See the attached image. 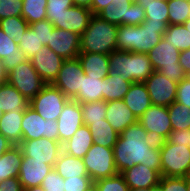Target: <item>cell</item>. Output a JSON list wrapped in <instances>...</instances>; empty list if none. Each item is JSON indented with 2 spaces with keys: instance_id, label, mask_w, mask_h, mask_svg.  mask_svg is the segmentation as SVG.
Listing matches in <instances>:
<instances>
[{
  "instance_id": "obj_1",
  "label": "cell",
  "mask_w": 190,
  "mask_h": 191,
  "mask_svg": "<svg viewBox=\"0 0 190 191\" xmlns=\"http://www.w3.org/2000/svg\"><path fill=\"white\" fill-rule=\"evenodd\" d=\"M113 153L120 174L140 163L161 174L160 142L153 140L139 122L119 134Z\"/></svg>"
},
{
  "instance_id": "obj_2",
  "label": "cell",
  "mask_w": 190,
  "mask_h": 191,
  "mask_svg": "<svg viewBox=\"0 0 190 191\" xmlns=\"http://www.w3.org/2000/svg\"><path fill=\"white\" fill-rule=\"evenodd\" d=\"M169 24L144 21L140 25H120L117 30V50L147 54L163 38Z\"/></svg>"
},
{
  "instance_id": "obj_3",
  "label": "cell",
  "mask_w": 190,
  "mask_h": 191,
  "mask_svg": "<svg viewBox=\"0 0 190 191\" xmlns=\"http://www.w3.org/2000/svg\"><path fill=\"white\" fill-rule=\"evenodd\" d=\"M109 74L126 81L144 83L155 71L147 54L114 50L109 54Z\"/></svg>"
},
{
  "instance_id": "obj_4",
  "label": "cell",
  "mask_w": 190,
  "mask_h": 191,
  "mask_svg": "<svg viewBox=\"0 0 190 191\" xmlns=\"http://www.w3.org/2000/svg\"><path fill=\"white\" fill-rule=\"evenodd\" d=\"M118 26L93 15L89 26L80 35V53L109 55L117 50Z\"/></svg>"
},
{
  "instance_id": "obj_5",
  "label": "cell",
  "mask_w": 190,
  "mask_h": 191,
  "mask_svg": "<svg viewBox=\"0 0 190 191\" xmlns=\"http://www.w3.org/2000/svg\"><path fill=\"white\" fill-rule=\"evenodd\" d=\"M153 69L165 75L171 81L180 83L187 77L179 64L180 51L163 38L147 53Z\"/></svg>"
},
{
  "instance_id": "obj_6",
  "label": "cell",
  "mask_w": 190,
  "mask_h": 191,
  "mask_svg": "<svg viewBox=\"0 0 190 191\" xmlns=\"http://www.w3.org/2000/svg\"><path fill=\"white\" fill-rule=\"evenodd\" d=\"M161 176L185 177L190 171V148L181 144L160 142Z\"/></svg>"
},
{
  "instance_id": "obj_7",
  "label": "cell",
  "mask_w": 190,
  "mask_h": 191,
  "mask_svg": "<svg viewBox=\"0 0 190 191\" xmlns=\"http://www.w3.org/2000/svg\"><path fill=\"white\" fill-rule=\"evenodd\" d=\"M6 82L14 86L28 101L46 85L30 60L22 62L6 73Z\"/></svg>"
},
{
  "instance_id": "obj_8",
  "label": "cell",
  "mask_w": 190,
  "mask_h": 191,
  "mask_svg": "<svg viewBox=\"0 0 190 191\" xmlns=\"http://www.w3.org/2000/svg\"><path fill=\"white\" fill-rule=\"evenodd\" d=\"M82 159L88 176L93 182L119 174L115 165L113 148L93 144Z\"/></svg>"
},
{
  "instance_id": "obj_9",
  "label": "cell",
  "mask_w": 190,
  "mask_h": 191,
  "mask_svg": "<svg viewBox=\"0 0 190 191\" xmlns=\"http://www.w3.org/2000/svg\"><path fill=\"white\" fill-rule=\"evenodd\" d=\"M70 99L52 84H46L43 89L29 101V106L33 108L45 120L57 121L64 105Z\"/></svg>"
},
{
  "instance_id": "obj_10",
  "label": "cell",
  "mask_w": 190,
  "mask_h": 191,
  "mask_svg": "<svg viewBox=\"0 0 190 191\" xmlns=\"http://www.w3.org/2000/svg\"><path fill=\"white\" fill-rule=\"evenodd\" d=\"M22 140L48 138L59 141L58 124L54 120H45L33 108L28 106L22 117Z\"/></svg>"
},
{
  "instance_id": "obj_11",
  "label": "cell",
  "mask_w": 190,
  "mask_h": 191,
  "mask_svg": "<svg viewBox=\"0 0 190 191\" xmlns=\"http://www.w3.org/2000/svg\"><path fill=\"white\" fill-rule=\"evenodd\" d=\"M138 122L156 142L165 141L172 131L166 106L151 105L138 119Z\"/></svg>"
},
{
  "instance_id": "obj_12",
  "label": "cell",
  "mask_w": 190,
  "mask_h": 191,
  "mask_svg": "<svg viewBox=\"0 0 190 191\" xmlns=\"http://www.w3.org/2000/svg\"><path fill=\"white\" fill-rule=\"evenodd\" d=\"M23 155L29 160L45 161L46 164L54 167L60 152L62 144L48 138H39L32 140H22L19 144Z\"/></svg>"
},
{
  "instance_id": "obj_13",
  "label": "cell",
  "mask_w": 190,
  "mask_h": 191,
  "mask_svg": "<svg viewBox=\"0 0 190 191\" xmlns=\"http://www.w3.org/2000/svg\"><path fill=\"white\" fill-rule=\"evenodd\" d=\"M82 74L84 71L78 57L67 59L51 84L60 89L67 98L73 99L81 87Z\"/></svg>"
},
{
  "instance_id": "obj_14",
  "label": "cell",
  "mask_w": 190,
  "mask_h": 191,
  "mask_svg": "<svg viewBox=\"0 0 190 191\" xmlns=\"http://www.w3.org/2000/svg\"><path fill=\"white\" fill-rule=\"evenodd\" d=\"M152 105L166 106L176 101L178 83L154 71L144 82Z\"/></svg>"
},
{
  "instance_id": "obj_15",
  "label": "cell",
  "mask_w": 190,
  "mask_h": 191,
  "mask_svg": "<svg viewBox=\"0 0 190 191\" xmlns=\"http://www.w3.org/2000/svg\"><path fill=\"white\" fill-rule=\"evenodd\" d=\"M92 16L93 13L89 8L72 6L66 9L61 15H53L49 21L55 28L64 29L81 35L89 26Z\"/></svg>"
},
{
  "instance_id": "obj_16",
  "label": "cell",
  "mask_w": 190,
  "mask_h": 191,
  "mask_svg": "<svg viewBox=\"0 0 190 191\" xmlns=\"http://www.w3.org/2000/svg\"><path fill=\"white\" fill-rule=\"evenodd\" d=\"M59 142L70 139L79 127L84 125L80 103L70 99L63 107L57 119Z\"/></svg>"
},
{
  "instance_id": "obj_17",
  "label": "cell",
  "mask_w": 190,
  "mask_h": 191,
  "mask_svg": "<svg viewBox=\"0 0 190 191\" xmlns=\"http://www.w3.org/2000/svg\"><path fill=\"white\" fill-rule=\"evenodd\" d=\"M47 46L64 60L74 59L80 53V35L54 27Z\"/></svg>"
},
{
  "instance_id": "obj_18",
  "label": "cell",
  "mask_w": 190,
  "mask_h": 191,
  "mask_svg": "<svg viewBox=\"0 0 190 191\" xmlns=\"http://www.w3.org/2000/svg\"><path fill=\"white\" fill-rule=\"evenodd\" d=\"M30 61L45 83L51 84L57 77L64 59L50 50L48 46H43Z\"/></svg>"
},
{
  "instance_id": "obj_19",
  "label": "cell",
  "mask_w": 190,
  "mask_h": 191,
  "mask_svg": "<svg viewBox=\"0 0 190 191\" xmlns=\"http://www.w3.org/2000/svg\"><path fill=\"white\" fill-rule=\"evenodd\" d=\"M53 169V166L45 161L29 160L23 155L18 178L23 188L41 186L43 179Z\"/></svg>"
},
{
  "instance_id": "obj_20",
  "label": "cell",
  "mask_w": 190,
  "mask_h": 191,
  "mask_svg": "<svg viewBox=\"0 0 190 191\" xmlns=\"http://www.w3.org/2000/svg\"><path fill=\"white\" fill-rule=\"evenodd\" d=\"M121 175L130 189L158 187L161 174L142 163L124 170Z\"/></svg>"
},
{
  "instance_id": "obj_21",
  "label": "cell",
  "mask_w": 190,
  "mask_h": 191,
  "mask_svg": "<svg viewBox=\"0 0 190 191\" xmlns=\"http://www.w3.org/2000/svg\"><path fill=\"white\" fill-rule=\"evenodd\" d=\"M105 119L108 120L109 124L118 134H121L130 125L138 122L136 116L123 100L107 102Z\"/></svg>"
},
{
  "instance_id": "obj_22",
  "label": "cell",
  "mask_w": 190,
  "mask_h": 191,
  "mask_svg": "<svg viewBox=\"0 0 190 191\" xmlns=\"http://www.w3.org/2000/svg\"><path fill=\"white\" fill-rule=\"evenodd\" d=\"M123 101L137 119L152 105L146 86L141 82H134L130 85Z\"/></svg>"
},
{
  "instance_id": "obj_23",
  "label": "cell",
  "mask_w": 190,
  "mask_h": 191,
  "mask_svg": "<svg viewBox=\"0 0 190 191\" xmlns=\"http://www.w3.org/2000/svg\"><path fill=\"white\" fill-rule=\"evenodd\" d=\"M0 60L5 72L11 71L18 64L27 61V56L19 49L13 39L0 28Z\"/></svg>"
},
{
  "instance_id": "obj_24",
  "label": "cell",
  "mask_w": 190,
  "mask_h": 191,
  "mask_svg": "<svg viewBox=\"0 0 190 191\" xmlns=\"http://www.w3.org/2000/svg\"><path fill=\"white\" fill-rule=\"evenodd\" d=\"M93 144V136L88 126L82 125L62 144V151L76 158H83Z\"/></svg>"
},
{
  "instance_id": "obj_25",
  "label": "cell",
  "mask_w": 190,
  "mask_h": 191,
  "mask_svg": "<svg viewBox=\"0 0 190 191\" xmlns=\"http://www.w3.org/2000/svg\"><path fill=\"white\" fill-rule=\"evenodd\" d=\"M78 59L86 76L105 79L109 75V55L79 53Z\"/></svg>"
},
{
  "instance_id": "obj_26",
  "label": "cell",
  "mask_w": 190,
  "mask_h": 191,
  "mask_svg": "<svg viewBox=\"0 0 190 191\" xmlns=\"http://www.w3.org/2000/svg\"><path fill=\"white\" fill-rule=\"evenodd\" d=\"M54 170L63 178L90 177L82 158H76L61 151L54 165Z\"/></svg>"
},
{
  "instance_id": "obj_27",
  "label": "cell",
  "mask_w": 190,
  "mask_h": 191,
  "mask_svg": "<svg viewBox=\"0 0 190 191\" xmlns=\"http://www.w3.org/2000/svg\"><path fill=\"white\" fill-rule=\"evenodd\" d=\"M29 106V101L26 99L14 86L4 82L0 86V109L3 113L24 112Z\"/></svg>"
},
{
  "instance_id": "obj_28",
  "label": "cell",
  "mask_w": 190,
  "mask_h": 191,
  "mask_svg": "<svg viewBox=\"0 0 190 191\" xmlns=\"http://www.w3.org/2000/svg\"><path fill=\"white\" fill-rule=\"evenodd\" d=\"M104 79L101 77L86 76L82 74V83L78 94L72 99L79 103L103 100Z\"/></svg>"
},
{
  "instance_id": "obj_29",
  "label": "cell",
  "mask_w": 190,
  "mask_h": 191,
  "mask_svg": "<svg viewBox=\"0 0 190 191\" xmlns=\"http://www.w3.org/2000/svg\"><path fill=\"white\" fill-rule=\"evenodd\" d=\"M24 112L9 111L0 118V134L6 137L13 145L22 141V117Z\"/></svg>"
},
{
  "instance_id": "obj_30",
  "label": "cell",
  "mask_w": 190,
  "mask_h": 191,
  "mask_svg": "<svg viewBox=\"0 0 190 191\" xmlns=\"http://www.w3.org/2000/svg\"><path fill=\"white\" fill-rule=\"evenodd\" d=\"M23 152L19 145L11 146L0 156V182L16 177L18 178Z\"/></svg>"
},
{
  "instance_id": "obj_31",
  "label": "cell",
  "mask_w": 190,
  "mask_h": 191,
  "mask_svg": "<svg viewBox=\"0 0 190 191\" xmlns=\"http://www.w3.org/2000/svg\"><path fill=\"white\" fill-rule=\"evenodd\" d=\"M145 9V21L155 24H169L167 0H135Z\"/></svg>"
},
{
  "instance_id": "obj_32",
  "label": "cell",
  "mask_w": 190,
  "mask_h": 191,
  "mask_svg": "<svg viewBox=\"0 0 190 191\" xmlns=\"http://www.w3.org/2000/svg\"><path fill=\"white\" fill-rule=\"evenodd\" d=\"M88 128L93 136L94 144L107 148H113L117 142L119 134L109 124L108 120L102 119L98 122H92Z\"/></svg>"
},
{
  "instance_id": "obj_33",
  "label": "cell",
  "mask_w": 190,
  "mask_h": 191,
  "mask_svg": "<svg viewBox=\"0 0 190 191\" xmlns=\"http://www.w3.org/2000/svg\"><path fill=\"white\" fill-rule=\"evenodd\" d=\"M134 1L135 0H116L115 3H111L97 15L111 24L117 26L127 25L128 9Z\"/></svg>"
},
{
  "instance_id": "obj_34",
  "label": "cell",
  "mask_w": 190,
  "mask_h": 191,
  "mask_svg": "<svg viewBox=\"0 0 190 191\" xmlns=\"http://www.w3.org/2000/svg\"><path fill=\"white\" fill-rule=\"evenodd\" d=\"M132 83L122 76L108 75L104 79L103 101L123 100Z\"/></svg>"
},
{
  "instance_id": "obj_35",
  "label": "cell",
  "mask_w": 190,
  "mask_h": 191,
  "mask_svg": "<svg viewBox=\"0 0 190 191\" xmlns=\"http://www.w3.org/2000/svg\"><path fill=\"white\" fill-rule=\"evenodd\" d=\"M163 39L168 44L174 45L180 52L190 49V32L184 25H168L163 34Z\"/></svg>"
},
{
  "instance_id": "obj_36",
  "label": "cell",
  "mask_w": 190,
  "mask_h": 191,
  "mask_svg": "<svg viewBox=\"0 0 190 191\" xmlns=\"http://www.w3.org/2000/svg\"><path fill=\"white\" fill-rule=\"evenodd\" d=\"M22 17L29 23L47 19V0H22Z\"/></svg>"
},
{
  "instance_id": "obj_37",
  "label": "cell",
  "mask_w": 190,
  "mask_h": 191,
  "mask_svg": "<svg viewBox=\"0 0 190 191\" xmlns=\"http://www.w3.org/2000/svg\"><path fill=\"white\" fill-rule=\"evenodd\" d=\"M28 27L29 23L22 16H13L0 20V28L4 34L13 39L18 45Z\"/></svg>"
},
{
  "instance_id": "obj_38",
  "label": "cell",
  "mask_w": 190,
  "mask_h": 191,
  "mask_svg": "<svg viewBox=\"0 0 190 191\" xmlns=\"http://www.w3.org/2000/svg\"><path fill=\"white\" fill-rule=\"evenodd\" d=\"M172 130L190 129V108L177 103H171L168 107Z\"/></svg>"
},
{
  "instance_id": "obj_39",
  "label": "cell",
  "mask_w": 190,
  "mask_h": 191,
  "mask_svg": "<svg viewBox=\"0 0 190 191\" xmlns=\"http://www.w3.org/2000/svg\"><path fill=\"white\" fill-rule=\"evenodd\" d=\"M169 25H182L190 18V1L167 0Z\"/></svg>"
},
{
  "instance_id": "obj_40",
  "label": "cell",
  "mask_w": 190,
  "mask_h": 191,
  "mask_svg": "<svg viewBox=\"0 0 190 191\" xmlns=\"http://www.w3.org/2000/svg\"><path fill=\"white\" fill-rule=\"evenodd\" d=\"M83 115L84 125H89L92 122H98L102 119H105L106 110H107V102L94 101L87 103H80Z\"/></svg>"
},
{
  "instance_id": "obj_41",
  "label": "cell",
  "mask_w": 190,
  "mask_h": 191,
  "mask_svg": "<svg viewBox=\"0 0 190 191\" xmlns=\"http://www.w3.org/2000/svg\"><path fill=\"white\" fill-rule=\"evenodd\" d=\"M18 46L19 49L27 56V59L30 60L44 45L40 44L37 32H33L32 29L28 27L23 34V37H21Z\"/></svg>"
},
{
  "instance_id": "obj_42",
  "label": "cell",
  "mask_w": 190,
  "mask_h": 191,
  "mask_svg": "<svg viewBox=\"0 0 190 191\" xmlns=\"http://www.w3.org/2000/svg\"><path fill=\"white\" fill-rule=\"evenodd\" d=\"M93 184L98 191H130L129 186L120 173L113 177L99 179Z\"/></svg>"
},
{
  "instance_id": "obj_43",
  "label": "cell",
  "mask_w": 190,
  "mask_h": 191,
  "mask_svg": "<svg viewBox=\"0 0 190 191\" xmlns=\"http://www.w3.org/2000/svg\"><path fill=\"white\" fill-rule=\"evenodd\" d=\"M22 0H0V20L22 16Z\"/></svg>"
},
{
  "instance_id": "obj_44",
  "label": "cell",
  "mask_w": 190,
  "mask_h": 191,
  "mask_svg": "<svg viewBox=\"0 0 190 191\" xmlns=\"http://www.w3.org/2000/svg\"><path fill=\"white\" fill-rule=\"evenodd\" d=\"M29 27L32 29L33 32H37L40 44L47 46L50 42V34H52L54 25L46 19L43 21L29 24Z\"/></svg>"
},
{
  "instance_id": "obj_45",
  "label": "cell",
  "mask_w": 190,
  "mask_h": 191,
  "mask_svg": "<svg viewBox=\"0 0 190 191\" xmlns=\"http://www.w3.org/2000/svg\"><path fill=\"white\" fill-rule=\"evenodd\" d=\"M158 187L161 191H187V185L184 177L162 176Z\"/></svg>"
},
{
  "instance_id": "obj_46",
  "label": "cell",
  "mask_w": 190,
  "mask_h": 191,
  "mask_svg": "<svg viewBox=\"0 0 190 191\" xmlns=\"http://www.w3.org/2000/svg\"><path fill=\"white\" fill-rule=\"evenodd\" d=\"M46 191H65L64 179L53 169L42 182Z\"/></svg>"
},
{
  "instance_id": "obj_47",
  "label": "cell",
  "mask_w": 190,
  "mask_h": 191,
  "mask_svg": "<svg viewBox=\"0 0 190 191\" xmlns=\"http://www.w3.org/2000/svg\"><path fill=\"white\" fill-rule=\"evenodd\" d=\"M91 177H73L64 179L65 191H86L92 185Z\"/></svg>"
},
{
  "instance_id": "obj_48",
  "label": "cell",
  "mask_w": 190,
  "mask_h": 191,
  "mask_svg": "<svg viewBox=\"0 0 190 191\" xmlns=\"http://www.w3.org/2000/svg\"><path fill=\"white\" fill-rule=\"evenodd\" d=\"M72 6H74L73 0H47V20L53 15H61Z\"/></svg>"
},
{
  "instance_id": "obj_49",
  "label": "cell",
  "mask_w": 190,
  "mask_h": 191,
  "mask_svg": "<svg viewBox=\"0 0 190 191\" xmlns=\"http://www.w3.org/2000/svg\"><path fill=\"white\" fill-rule=\"evenodd\" d=\"M145 9L137 2H133L128 9L127 25H140L145 21Z\"/></svg>"
},
{
  "instance_id": "obj_50",
  "label": "cell",
  "mask_w": 190,
  "mask_h": 191,
  "mask_svg": "<svg viewBox=\"0 0 190 191\" xmlns=\"http://www.w3.org/2000/svg\"><path fill=\"white\" fill-rule=\"evenodd\" d=\"M176 102L190 108V79L188 77L178 83Z\"/></svg>"
},
{
  "instance_id": "obj_51",
  "label": "cell",
  "mask_w": 190,
  "mask_h": 191,
  "mask_svg": "<svg viewBox=\"0 0 190 191\" xmlns=\"http://www.w3.org/2000/svg\"><path fill=\"white\" fill-rule=\"evenodd\" d=\"M166 141L170 144H181L188 146V130H172Z\"/></svg>"
},
{
  "instance_id": "obj_52",
  "label": "cell",
  "mask_w": 190,
  "mask_h": 191,
  "mask_svg": "<svg viewBox=\"0 0 190 191\" xmlns=\"http://www.w3.org/2000/svg\"><path fill=\"white\" fill-rule=\"evenodd\" d=\"M19 178H8L0 182V191H23Z\"/></svg>"
},
{
  "instance_id": "obj_53",
  "label": "cell",
  "mask_w": 190,
  "mask_h": 191,
  "mask_svg": "<svg viewBox=\"0 0 190 191\" xmlns=\"http://www.w3.org/2000/svg\"><path fill=\"white\" fill-rule=\"evenodd\" d=\"M116 0H92L91 8L93 15H97L101 10L106 8L111 3H115Z\"/></svg>"
},
{
  "instance_id": "obj_54",
  "label": "cell",
  "mask_w": 190,
  "mask_h": 191,
  "mask_svg": "<svg viewBox=\"0 0 190 191\" xmlns=\"http://www.w3.org/2000/svg\"><path fill=\"white\" fill-rule=\"evenodd\" d=\"M179 64L186 75L190 74V49L180 52Z\"/></svg>"
},
{
  "instance_id": "obj_55",
  "label": "cell",
  "mask_w": 190,
  "mask_h": 191,
  "mask_svg": "<svg viewBox=\"0 0 190 191\" xmlns=\"http://www.w3.org/2000/svg\"><path fill=\"white\" fill-rule=\"evenodd\" d=\"M13 144L2 134H0V156L4 154Z\"/></svg>"
},
{
  "instance_id": "obj_56",
  "label": "cell",
  "mask_w": 190,
  "mask_h": 191,
  "mask_svg": "<svg viewBox=\"0 0 190 191\" xmlns=\"http://www.w3.org/2000/svg\"><path fill=\"white\" fill-rule=\"evenodd\" d=\"M74 6L91 8L92 0H73Z\"/></svg>"
},
{
  "instance_id": "obj_57",
  "label": "cell",
  "mask_w": 190,
  "mask_h": 191,
  "mask_svg": "<svg viewBox=\"0 0 190 191\" xmlns=\"http://www.w3.org/2000/svg\"><path fill=\"white\" fill-rule=\"evenodd\" d=\"M6 82V72L3 68L2 61L0 60V86Z\"/></svg>"
},
{
  "instance_id": "obj_58",
  "label": "cell",
  "mask_w": 190,
  "mask_h": 191,
  "mask_svg": "<svg viewBox=\"0 0 190 191\" xmlns=\"http://www.w3.org/2000/svg\"><path fill=\"white\" fill-rule=\"evenodd\" d=\"M23 191H46L41 186L24 188Z\"/></svg>"
},
{
  "instance_id": "obj_59",
  "label": "cell",
  "mask_w": 190,
  "mask_h": 191,
  "mask_svg": "<svg viewBox=\"0 0 190 191\" xmlns=\"http://www.w3.org/2000/svg\"><path fill=\"white\" fill-rule=\"evenodd\" d=\"M130 191H153V187L130 189Z\"/></svg>"
},
{
  "instance_id": "obj_60",
  "label": "cell",
  "mask_w": 190,
  "mask_h": 191,
  "mask_svg": "<svg viewBox=\"0 0 190 191\" xmlns=\"http://www.w3.org/2000/svg\"><path fill=\"white\" fill-rule=\"evenodd\" d=\"M187 185V191H190V175L184 177Z\"/></svg>"
},
{
  "instance_id": "obj_61",
  "label": "cell",
  "mask_w": 190,
  "mask_h": 191,
  "mask_svg": "<svg viewBox=\"0 0 190 191\" xmlns=\"http://www.w3.org/2000/svg\"><path fill=\"white\" fill-rule=\"evenodd\" d=\"M183 25L190 32V18Z\"/></svg>"
},
{
  "instance_id": "obj_62",
  "label": "cell",
  "mask_w": 190,
  "mask_h": 191,
  "mask_svg": "<svg viewBox=\"0 0 190 191\" xmlns=\"http://www.w3.org/2000/svg\"><path fill=\"white\" fill-rule=\"evenodd\" d=\"M86 191H98L97 187L93 184L88 190Z\"/></svg>"
},
{
  "instance_id": "obj_63",
  "label": "cell",
  "mask_w": 190,
  "mask_h": 191,
  "mask_svg": "<svg viewBox=\"0 0 190 191\" xmlns=\"http://www.w3.org/2000/svg\"><path fill=\"white\" fill-rule=\"evenodd\" d=\"M188 147L190 148V129H188Z\"/></svg>"
},
{
  "instance_id": "obj_64",
  "label": "cell",
  "mask_w": 190,
  "mask_h": 191,
  "mask_svg": "<svg viewBox=\"0 0 190 191\" xmlns=\"http://www.w3.org/2000/svg\"><path fill=\"white\" fill-rule=\"evenodd\" d=\"M153 191H161L159 187H153Z\"/></svg>"
},
{
  "instance_id": "obj_65",
  "label": "cell",
  "mask_w": 190,
  "mask_h": 191,
  "mask_svg": "<svg viewBox=\"0 0 190 191\" xmlns=\"http://www.w3.org/2000/svg\"><path fill=\"white\" fill-rule=\"evenodd\" d=\"M2 115H3V112H2V110L0 109V118L2 117Z\"/></svg>"
}]
</instances>
